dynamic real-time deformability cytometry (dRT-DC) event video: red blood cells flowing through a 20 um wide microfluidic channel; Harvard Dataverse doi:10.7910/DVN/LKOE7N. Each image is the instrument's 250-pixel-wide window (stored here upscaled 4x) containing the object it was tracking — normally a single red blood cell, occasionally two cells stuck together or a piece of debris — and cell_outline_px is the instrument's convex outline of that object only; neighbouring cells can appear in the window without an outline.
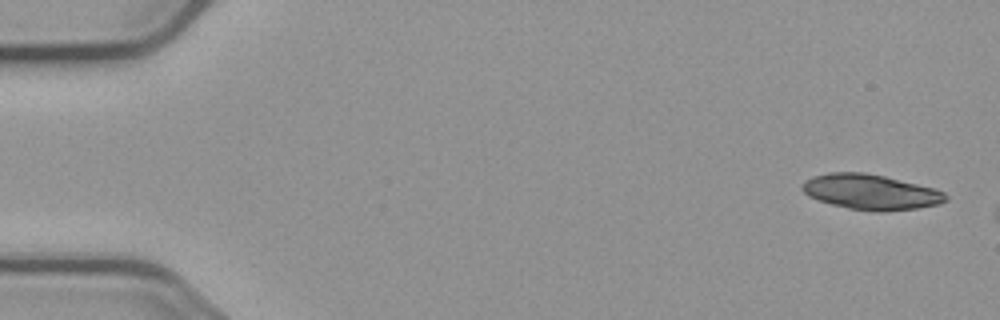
{"species": "common noctule bat (a hibernating species)", "species_latin": "Nyctalus noctula", "temperature_condition": "cold", "stored_images_in_passage": 2, "camera_frame_rate_fps": 3000, "um_per_image_px": 0.085, "animal": {"sex": "male", "body_mass_g": 23.1, "forearm_length_mm": 52.7}, "frame": {"image": 1, "passage_image": 1, "time_ms": 0.0, "image_size_px": [1000, 320], "cell_outline_px": [[948, 200], [940, 204], [916, 208], [884, 212], [876, 212], [848, 208], [832, 204], [808, 196], [800, 188], [804, 180], [816, 176], [832, 172], [864, 172], [884, 176], [932, 188], [944, 192], [948, 196]], "centroid_in_image_um": [74.01, 16.33], "position_along_channel_um": 11.0, "area_um2": 29.3}}